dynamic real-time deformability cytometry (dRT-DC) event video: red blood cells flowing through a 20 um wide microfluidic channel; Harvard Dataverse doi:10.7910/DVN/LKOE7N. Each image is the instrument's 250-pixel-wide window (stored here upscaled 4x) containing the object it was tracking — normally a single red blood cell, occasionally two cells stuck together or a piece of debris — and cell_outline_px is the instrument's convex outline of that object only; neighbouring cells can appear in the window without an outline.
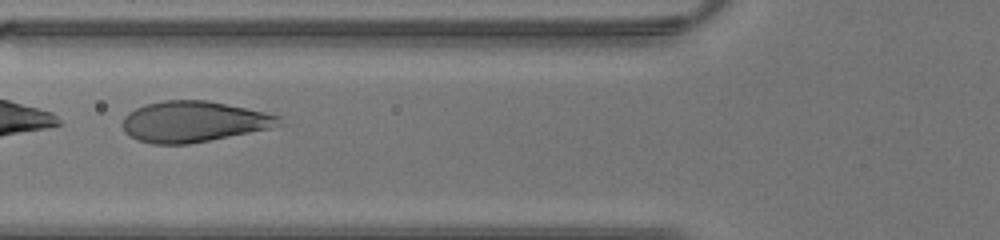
{"species": "human", "species_latin": "Homo sapiens", "temperature_condition": "warm", "stored_images_in_passage": 40, "camera_frame_rate_fps": 3000, "um_per_image_px": 0.085, "donor": {"sex": "male"}, "frame": {"image": 1, "passage_image": 14, "time_ms": 4.333, "image_size_px": [1000, 240], "cell_outline_px": [[284, 124], [268, 128], [188, 144], [152, 144], [136, 140], [128, 136], [124, 132], [124, 116], [128, 112], [144, 104], [164, 100], [208, 100], [264, 112], [280, 116]], "centroid_in_image_um": [16.41, 10.33], "position_along_channel_um": 109.4, "area_um2": 37.05}}
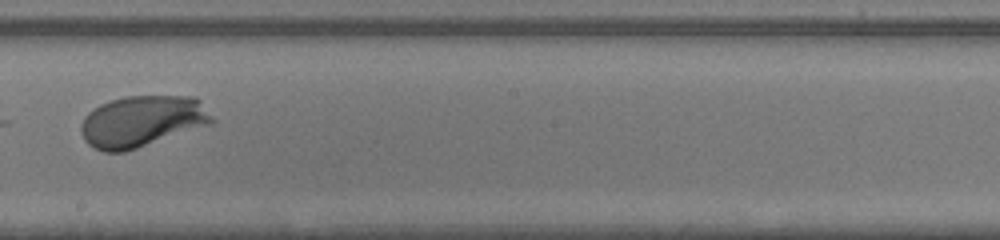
{"frame": {"image": 2, "passage_image": 22, "time_ms": 7.0, "image_size_px": [1000, 240], "cell_outline_px": [[216, 120], [212, 124], [124, 152], [104, 152], [88, 144], [84, 140], [80, 132], [80, 128], [84, 116], [88, 112], [100, 104], [124, 96], [196, 96], [200, 100]], "centroid_in_image_um": [12.09, 10.3], "position_along_channel_um": 236.1, "area_um2": 39.36}}
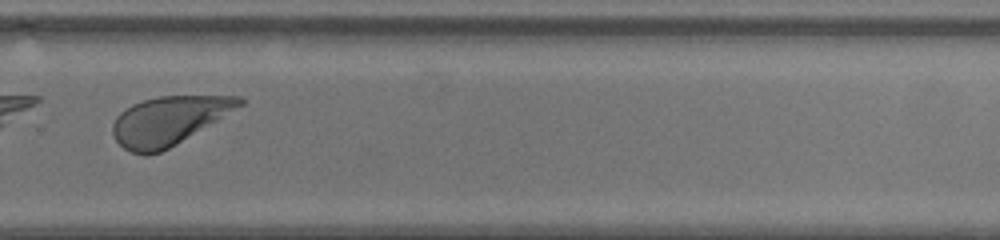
{"frame": {"image": 3, "passage_image": 27, "time_ms": 8.667, "image_size_px": [1000, 240], "cell_outline_px": [[244, 104], [168, 148], [160, 152], [144, 156], [132, 152], [124, 148], [116, 140], [112, 132], [112, 124], [116, 116], [120, 112], [132, 104], [156, 96], [240, 96], [244, 100]], "centroid_in_image_um": [14.29, 10.25], "position_along_channel_um": 315.5, "area_um2": 35.37}}